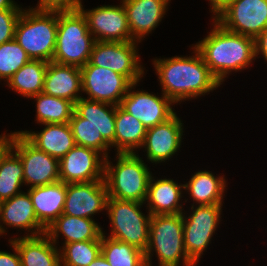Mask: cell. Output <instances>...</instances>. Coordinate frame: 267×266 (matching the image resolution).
Wrapping results in <instances>:
<instances>
[{
	"label": "cell",
	"mask_w": 267,
	"mask_h": 266,
	"mask_svg": "<svg viewBox=\"0 0 267 266\" xmlns=\"http://www.w3.org/2000/svg\"><path fill=\"white\" fill-rule=\"evenodd\" d=\"M95 149L75 145L59 160L60 181L87 183L104 180V159Z\"/></svg>",
	"instance_id": "cell-14"
},
{
	"label": "cell",
	"mask_w": 267,
	"mask_h": 266,
	"mask_svg": "<svg viewBox=\"0 0 267 266\" xmlns=\"http://www.w3.org/2000/svg\"><path fill=\"white\" fill-rule=\"evenodd\" d=\"M82 74L79 67L48 62L44 78L43 93L67 99L74 104L81 98Z\"/></svg>",
	"instance_id": "cell-19"
},
{
	"label": "cell",
	"mask_w": 267,
	"mask_h": 266,
	"mask_svg": "<svg viewBox=\"0 0 267 266\" xmlns=\"http://www.w3.org/2000/svg\"><path fill=\"white\" fill-rule=\"evenodd\" d=\"M36 103V119L40 124L69 123L75 104L67 99L47 95L43 92L31 97Z\"/></svg>",
	"instance_id": "cell-31"
},
{
	"label": "cell",
	"mask_w": 267,
	"mask_h": 266,
	"mask_svg": "<svg viewBox=\"0 0 267 266\" xmlns=\"http://www.w3.org/2000/svg\"><path fill=\"white\" fill-rule=\"evenodd\" d=\"M1 204H2V201L0 200V209H1ZM5 232H6L5 229L2 227V225H0V234L2 235Z\"/></svg>",
	"instance_id": "cell-44"
},
{
	"label": "cell",
	"mask_w": 267,
	"mask_h": 266,
	"mask_svg": "<svg viewBox=\"0 0 267 266\" xmlns=\"http://www.w3.org/2000/svg\"><path fill=\"white\" fill-rule=\"evenodd\" d=\"M80 10L58 11L56 45L52 61L83 67L90 60L96 42Z\"/></svg>",
	"instance_id": "cell-5"
},
{
	"label": "cell",
	"mask_w": 267,
	"mask_h": 266,
	"mask_svg": "<svg viewBox=\"0 0 267 266\" xmlns=\"http://www.w3.org/2000/svg\"><path fill=\"white\" fill-rule=\"evenodd\" d=\"M143 203L108 197L106 210L112 223L111 239L133 245L145 253L149 244L150 219L140 210Z\"/></svg>",
	"instance_id": "cell-7"
},
{
	"label": "cell",
	"mask_w": 267,
	"mask_h": 266,
	"mask_svg": "<svg viewBox=\"0 0 267 266\" xmlns=\"http://www.w3.org/2000/svg\"><path fill=\"white\" fill-rule=\"evenodd\" d=\"M213 19L231 32L255 39L267 28V0H232Z\"/></svg>",
	"instance_id": "cell-9"
},
{
	"label": "cell",
	"mask_w": 267,
	"mask_h": 266,
	"mask_svg": "<svg viewBox=\"0 0 267 266\" xmlns=\"http://www.w3.org/2000/svg\"><path fill=\"white\" fill-rule=\"evenodd\" d=\"M45 128L39 133L19 131L39 150L60 160L76 144L69 123L43 124Z\"/></svg>",
	"instance_id": "cell-22"
},
{
	"label": "cell",
	"mask_w": 267,
	"mask_h": 266,
	"mask_svg": "<svg viewBox=\"0 0 267 266\" xmlns=\"http://www.w3.org/2000/svg\"><path fill=\"white\" fill-rule=\"evenodd\" d=\"M10 243L15 253L0 251V266H21L18 250L12 241Z\"/></svg>",
	"instance_id": "cell-38"
},
{
	"label": "cell",
	"mask_w": 267,
	"mask_h": 266,
	"mask_svg": "<svg viewBox=\"0 0 267 266\" xmlns=\"http://www.w3.org/2000/svg\"><path fill=\"white\" fill-rule=\"evenodd\" d=\"M183 125L176 113L167 121L147 128L142 147L152 163L166 161L180 149Z\"/></svg>",
	"instance_id": "cell-17"
},
{
	"label": "cell",
	"mask_w": 267,
	"mask_h": 266,
	"mask_svg": "<svg viewBox=\"0 0 267 266\" xmlns=\"http://www.w3.org/2000/svg\"><path fill=\"white\" fill-rule=\"evenodd\" d=\"M107 199L108 192L104 180L66 184L63 214L93 219L92 215L106 210Z\"/></svg>",
	"instance_id": "cell-16"
},
{
	"label": "cell",
	"mask_w": 267,
	"mask_h": 266,
	"mask_svg": "<svg viewBox=\"0 0 267 266\" xmlns=\"http://www.w3.org/2000/svg\"><path fill=\"white\" fill-rule=\"evenodd\" d=\"M88 266H111L110 263L105 259V257L100 253L94 261H92Z\"/></svg>",
	"instance_id": "cell-41"
},
{
	"label": "cell",
	"mask_w": 267,
	"mask_h": 266,
	"mask_svg": "<svg viewBox=\"0 0 267 266\" xmlns=\"http://www.w3.org/2000/svg\"><path fill=\"white\" fill-rule=\"evenodd\" d=\"M150 177L148 183L146 200L149 205L150 215H165V214H178L182 212V206L179 205L181 196V189L183 185H178L173 179H157L154 181ZM182 187V188H181Z\"/></svg>",
	"instance_id": "cell-25"
},
{
	"label": "cell",
	"mask_w": 267,
	"mask_h": 266,
	"mask_svg": "<svg viewBox=\"0 0 267 266\" xmlns=\"http://www.w3.org/2000/svg\"><path fill=\"white\" fill-rule=\"evenodd\" d=\"M82 74V91L89 100L120 105L132 83L119 73L109 68L94 66L87 62L80 68Z\"/></svg>",
	"instance_id": "cell-11"
},
{
	"label": "cell",
	"mask_w": 267,
	"mask_h": 266,
	"mask_svg": "<svg viewBox=\"0 0 267 266\" xmlns=\"http://www.w3.org/2000/svg\"><path fill=\"white\" fill-rule=\"evenodd\" d=\"M21 9L13 0H0V10Z\"/></svg>",
	"instance_id": "cell-42"
},
{
	"label": "cell",
	"mask_w": 267,
	"mask_h": 266,
	"mask_svg": "<svg viewBox=\"0 0 267 266\" xmlns=\"http://www.w3.org/2000/svg\"><path fill=\"white\" fill-rule=\"evenodd\" d=\"M136 42L96 41L89 62L124 75L132 84L138 83L144 71L139 63Z\"/></svg>",
	"instance_id": "cell-10"
},
{
	"label": "cell",
	"mask_w": 267,
	"mask_h": 266,
	"mask_svg": "<svg viewBox=\"0 0 267 266\" xmlns=\"http://www.w3.org/2000/svg\"><path fill=\"white\" fill-rule=\"evenodd\" d=\"M79 10L85 16L90 33L96 41H133L123 3L120 6H98L92 10Z\"/></svg>",
	"instance_id": "cell-13"
},
{
	"label": "cell",
	"mask_w": 267,
	"mask_h": 266,
	"mask_svg": "<svg viewBox=\"0 0 267 266\" xmlns=\"http://www.w3.org/2000/svg\"><path fill=\"white\" fill-rule=\"evenodd\" d=\"M11 241L18 250L21 266H61L60 251L46 234Z\"/></svg>",
	"instance_id": "cell-23"
},
{
	"label": "cell",
	"mask_w": 267,
	"mask_h": 266,
	"mask_svg": "<svg viewBox=\"0 0 267 266\" xmlns=\"http://www.w3.org/2000/svg\"><path fill=\"white\" fill-rule=\"evenodd\" d=\"M225 185L223 177H215L210 171L200 170L184 184V190H188L193 201L199 205L222 204Z\"/></svg>",
	"instance_id": "cell-28"
},
{
	"label": "cell",
	"mask_w": 267,
	"mask_h": 266,
	"mask_svg": "<svg viewBox=\"0 0 267 266\" xmlns=\"http://www.w3.org/2000/svg\"><path fill=\"white\" fill-rule=\"evenodd\" d=\"M116 166L104 159V181L108 197L144 203L151 173L136 153H117Z\"/></svg>",
	"instance_id": "cell-3"
},
{
	"label": "cell",
	"mask_w": 267,
	"mask_h": 266,
	"mask_svg": "<svg viewBox=\"0 0 267 266\" xmlns=\"http://www.w3.org/2000/svg\"><path fill=\"white\" fill-rule=\"evenodd\" d=\"M106 107H109L110 110ZM75 112L86 119V122L93 125L110 145L114 142L115 105L81 97L75 103Z\"/></svg>",
	"instance_id": "cell-27"
},
{
	"label": "cell",
	"mask_w": 267,
	"mask_h": 266,
	"mask_svg": "<svg viewBox=\"0 0 267 266\" xmlns=\"http://www.w3.org/2000/svg\"><path fill=\"white\" fill-rule=\"evenodd\" d=\"M147 127L120 105H115V140L111 144L118 153H135L134 149L142 147Z\"/></svg>",
	"instance_id": "cell-26"
},
{
	"label": "cell",
	"mask_w": 267,
	"mask_h": 266,
	"mask_svg": "<svg viewBox=\"0 0 267 266\" xmlns=\"http://www.w3.org/2000/svg\"><path fill=\"white\" fill-rule=\"evenodd\" d=\"M33 209L39 223L47 229L63 214L66 199V183L58 181L52 184L29 188Z\"/></svg>",
	"instance_id": "cell-20"
},
{
	"label": "cell",
	"mask_w": 267,
	"mask_h": 266,
	"mask_svg": "<svg viewBox=\"0 0 267 266\" xmlns=\"http://www.w3.org/2000/svg\"><path fill=\"white\" fill-rule=\"evenodd\" d=\"M72 130V135L76 145L84 146L103 152L102 157H108L107 150L111 145L98 133L96 128L86 119L80 117L75 111L69 121Z\"/></svg>",
	"instance_id": "cell-34"
},
{
	"label": "cell",
	"mask_w": 267,
	"mask_h": 266,
	"mask_svg": "<svg viewBox=\"0 0 267 266\" xmlns=\"http://www.w3.org/2000/svg\"><path fill=\"white\" fill-rule=\"evenodd\" d=\"M214 28L209 35L194 45L221 83L231 71L246 68L255 56V39L231 32L214 19Z\"/></svg>",
	"instance_id": "cell-2"
},
{
	"label": "cell",
	"mask_w": 267,
	"mask_h": 266,
	"mask_svg": "<svg viewBox=\"0 0 267 266\" xmlns=\"http://www.w3.org/2000/svg\"><path fill=\"white\" fill-rule=\"evenodd\" d=\"M211 3V10L216 15L221 9H223L232 0H209Z\"/></svg>",
	"instance_id": "cell-40"
},
{
	"label": "cell",
	"mask_w": 267,
	"mask_h": 266,
	"mask_svg": "<svg viewBox=\"0 0 267 266\" xmlns=\"http://www.w3.org/2000/svg\"><path fill=\"white\" fill-rule=\"evenodd\" d=\"M48 62L30 59L7 81L8 86L25 97H33L43 91Z\"/></svg>",
	"instance_id": "cell-30"
},
{
	"label": "cell",
	"mask_w": 267,
	"mask_h": 266,
	"mask_svg": "<svg viewBox=\"0 0 267 266\" xmlns=\"http://www.w3.org/2000/svg\"><path fill=\"white\" fill-rule=\"evenodd\" d=\"M137 83H133L123 97L120 106L129 114L139 119L147 127L161 124L171 118L175 112L172 101L163 93L161 97L142 91H131Z\"/></svg>",
	"instance_id": "cell-15"
},
{
	"label": "cell",
	"mask_w": 267,
	"mask_h": 266,
	"mask_svg": "<svg viewBox=\"0 0 267 266\" xmlns=\"http://www.w3.org/2000/svg\"><path fill=\"white\" fill-rule=\"evenodd\" d=\"M6 144L20 157L24 183L31 184L30 188L60 181L59 160L39 150L23 134L11 133Z\"/></svg>",
	"instance_id": "cell-8"
},
{
	"label": "cell",
	"mask_w": 267,
	"mask_h": 266,
	"mask_svg": "<svg viewBox=\"0 0 267 266\" xmlns=\"http://www.w3.org/2000/svg\"><path fill=\"white\" fill-rule=\"evenodd\" d=\"M59 233L65 237L64 244L97 240L103 233L94 220L61 214L47 229L46 235L56 245Z\"/></svg>",
	"instance_id": "cell-24"
},
{
	"label": "cell",
	"mask_w": 267,
	"mask_h": 266,
	"mask_svg": "<svg viewBox=\"0 0 267 266\" xmlns=\"http://www.w3.org/2000/svg\"><path fill=\"white\" fill-rule=\"evenodd\" d=\"M36 10L74 11L79 10L81 0H39Z\"/></svg>",
	"instance_id": "cell-37"
},
{
	"label": "cell",
	"mask_w": 267,
	"mask_h": 266,
	"mask_svg": "<svg viewBox=\"0 0 267 266\" xmlns=\"http://www.w3.org/2000/svg\"><path fill=\"white\" fill-rule=\"evenodd\" d=\"M222 204L199 205L186 218L183 214L184 246L188 257L198 262L219 225Z\"/></svg>",
	"instance_id": "cell-12"
},
{
	"label": "cell",
	"mask_w": 267,
	"mask_h": 266,
	"mask_svg": "<svg viewBox=\"0 0 267 266\" xmlns=\"http://www.w3.org/2000/svg\"><path fill=\"white\" fill-rule=\"evenodd\" d=\"M23 183V164L20 157L6 144L0 150V200L10 199L20 193Z\"/></svg>",
	"instance_id": "cell-29"
},
{
	"label": "cell",
	"mask_w": 267,
	"mask_h": 266,
	"mask_svg": "<svg viewBox=\"0 0 267 266\" xmlns=\"http://www.w3.org/2000/svg\"><path fill=\"white\" fill-rule=\"evenodd\" d=\"M101 235V254L111 266H147L145 254L137 247Z\"/></svg>",
	"instance_id": "cell-32"
},
{
	"label": "cell",
	"mask_w": 267,
	"mask_h": 266,
	"mask_svg": "<svg viewBox=\"0 0 267 266\" xmlns=\"http://www.w3.org/2000/svg\"><path fill=\"white\" fill-rule=\"evenodd\" d=\"M0 220L3 224L31 231L27 237L40 236L46 233V229L39 223L31 197L27 193L20 192L10 199L2 201L0 209Z\"/></svg>",
	"instance_id": "cell-21"
},
{
	"label": "cell",
	"mask_w": 267,
	"mask_h": 266,
	"mask_svg": "<svg viewBox=\"0 0 267 266\" xmlns=\"http://www.w3.org/2000/svg\"><path fill=\"white\" fill-rule=\"evenodd\" d=\"M183 213L152 215L150 219L149 244L145 251L147 266H151V251L157 253L159 266H184L196 264L188 257L184 246Z\"/></svg>",
	"instance_id": "cell-6"
},
{
	"label": "cell",
	"mask_w": 267,
	"mask_h": 266,
	"mask_svg": "<svg viewBox=\"0 0 267 266\" xmlns=\"http://www.w3.org/2000/svg\"><path fill=\"white\" fill-rule=\"evenodd\" d=\"M7 138L8 136H6L5 134H3V136H0V150L6 145Z\"/></svg>",
	"instance_id": "cell-43"
},
{
	"label": "cell",
	"mask_w": 267,
	"mask_h": 266,
	"mask_svg": "<svg viewBox=\"0 0 267 266\" xmlns=\"http://www.w3.org/2000/svg\"><path fill=\"white\" fill-rule=\"evenodd\" d=\"M62 249L60 265L88 266L101 253V236L97 240L64 244Z\"/></svg>",
	"instance_id": "cell-33"
},
{
	"label": "cell",
	"mask_w": 267,
	"mask_h": 266,
	"mask_svg": "<svg viewBox=\"0 0 267 266\" xmlns=\"http://www.w3.org/2000/svg\"><path fill=\"white\" fill-rule=\"evenodd\" d=\"M262 54L267 61V28L255 38V56Z\"/></svg>",
	"instance_id": "cell-39"
},
{
	"label": "cell",
	"mask_w": 267,
	"mask_h": 266,
	"mask_svg": "<svg viewBox=\"0 0 267 266\" xmlns=\"http://www.w3.org/2000/svg\"><path fill=\"white\" fill-rule=\"evenodd\" d=\"M168 1L122 0L133 41H141L144 35L156 28L168 9Z\"/></svg>",
	"instance_id": "cell-18"
},
{
	"label": "cell",
	"mask_w": 267,
	"mask_h": 266,
	"mask_svg": "<svg viewBox=\"0 0 267 266\" xmlns=\"http://www.w3.org/2000/svg\"><path fill=\"white\" fill-rule=\"evenodd\" d=\"M23 9L0 10V45L15 38V29Z\"/></svg>",
	"instance_id": "cell-36"
},
{
	"label": "cell",
	"mask_w": 267,
	"mask_h": 266,
	"mask_svg": "<svg viewBox=\"0 0 267 266\" xmlns=\"http://www.w3.org/2000/svg\"><path fill=\"white\" fill-rule=\"evenodd\" d=\"M194 51L196 54L191 57L175 56L153 62L162 93L173 103L204 95L222 84L210 72L200 53Z\"/></svg>",
	"instance_id": "cell-1"
},
{
	"label": "cell",
	"mask_w": 267,
	"mask_h": 266,
	"mask_svg": "<svg viewBox=\"0 0 267 266\" xmlns=\"http://www.w3.org/2000/svg\"><path fill=\"white\" fill-rule=\"evenodd\" d=\"M58 11L23 10L16 24L15 39L32 60L50 62L54 56Z\"/></svg>",
	"instance_id": "cell-4"
},
{
	"label": "cell",
	"mask_w": 267,
	"mask_h": 266,
	"mask_svg": "<svg viewBox=\"0 0 267 266\" xmlns=\"http://www.w3.org/2000/svg\"><path fill=\"white\" fill-rule=\"evenodd\" d=\"M30 58L14 38L0 45V79L7 81L16 71L25 65Z\"/></svg>",
	"instance_id": "cell-35"
}]
</instances>
